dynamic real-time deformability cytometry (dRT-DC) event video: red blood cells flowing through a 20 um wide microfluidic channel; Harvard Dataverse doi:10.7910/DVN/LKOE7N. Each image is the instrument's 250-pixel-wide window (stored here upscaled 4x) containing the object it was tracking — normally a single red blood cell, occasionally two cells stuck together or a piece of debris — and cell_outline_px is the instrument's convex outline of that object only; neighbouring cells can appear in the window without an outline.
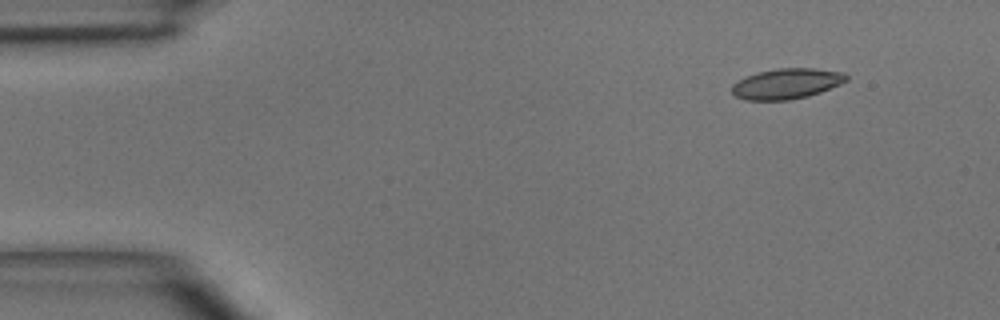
{"species": "common noctule bat (a hibernating species)", "species_latin": "Nyctalus noctula", "temperature_condition": "room temperature", "stored_images_in_passage": 3, "camera_frame_rate_fps": 3000, "um_per_image_px": 0.085, "animal": {"sex": "male", "body_mass_g": 15.6}, "frame": {"image": 1, "passage_image": 1, "time_ms": 0.0, "image_size_px": [1000, 320], "cell_outline_px": [[848, 80], [840, 84], [820, 92], [808, 96], [788, 100], [744, 100], [736, 96], [732, 92], [732, 84], [756, 72], [776, 68], [812, 68], [844, 72], [848, 76]], "centroid_in_image_um": [66.87, 7.11], "position_along_channel_um": 18.1, "area_um2": 20.29}}